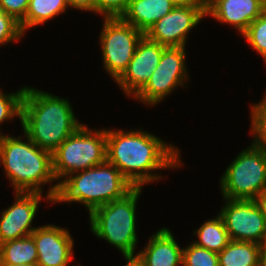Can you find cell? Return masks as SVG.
Returning a JSON list of instances; mask_svg holds the SVG:
<instances>
[{
	"instance_id": "obj_1",
	"label": "cell",
	"mask_w": 266,
	"mask_h": 266,
	"mask_svg": "<svg viewBox=\"0 0 266 266\" xmlns=\"http://www.w3.org/2000/svg\"><path fill=\"white\" fill-rule=\"evenodd\" d=\"M178 149L149 132L106 130V161L117 167L134 187L162 177L153 170L181 166Z\"/></svg>"
},
{
	"instance_id": "obj_2",
	"label": "cell",
	"mask_w": 266,
	"mask_h": 266,
	"mask_svg": "<svg viewBox=\"0 0 266 266\" xmlns=\"http://www.w3.org/2000/svg\"><path fill=\"white\" fill-rule=\"evenodd\" d=\"M77 120L67 99L25 86L20 123L41 149L53 153L83 125Z\"/></svg>"
},
{
	"instance_id": "obj_3",
	"label": "cell",
	"mask_w": 266,
	"mask_h": 266,
	"mask_svg": "<svg viewBox=\"0 0 266 266\" xmlns=\"http://www.w3.org/2000/svg\"><path fill=\"white\" fill-rule=\"evenodd\" d=\"M17 138L0 135V164L15 192L42 194L43 184L55 181L52 153L41 149L25 134Z\"/></svg>"
},
{
	"instance_id": "obj_4",
	"label": "cell",
	"mask_w": 266,
	"mask_h": 266,
	"mask_svg": "<svg viewBox=\"0 0 266 266\" xmlns=\"http://www.w3.org/2000/svg\"><path fill=\"white\" fill-rule=\"evenodd\" d=\"M133 188L117 167L105 161L61 180L52 203L79 202L90 214L97 207L122 198Z\"/></svg>"
},
{
	"instance_id": "obj_5",
	"label": "cell",
	"mask_w": 266,
	"mask_h": 266,
	"mask_svg": "<svg viewBox=\"0 0 266 266\" xmlns=\"http://www.w3.org/2000/svg\"><path fill=\"white\" fill-rule=\"evenodd\" d=\"M52 161L58 182L49 187L45 196L48 202L54 201L61 179L106 161V129L92 131L82 125L52 153Z\"/></svg>"
},
{
	"instance_id": "obj_6",
	"label": "cell",
	"mask_w": 266,
	"mask_h": 266,
	"mask_svg": "<svg viewBox=\"0 0 266 266\" xmlns=\"http://www.w3.org/2000/svg\"><path fill=\"white\" fill-rule=\"evenodd\" d=\"M141 192L142 187H134L122 198L99 206L89 214L91 232L122 254L136 253V204Z\"/></svg>"
},
{
	"instance_id": "obj_7",
	"label": "cell",
	"mask_w": 266,
	"mask_h": 266,
	"mask_svg": "<svg viewBox=\"0 0 266 266\" xmlns=\"http://www.w3.org/2000/svg\"><path fill=\"white\" fill-rule=\"evenodd\" d=\"M219 183L224 199L258 200L266 192V151L252 144L242 150Z\"/></svg>"
},
{
	"instance_id": "obj_8",
	"label": "cell",
	"mask_w": 266,
	"mask_h": 266,
	"mask_svg": "<svg viewBox=\"0 0 266 266\" xmlns=\"http://www.w3.org/2000/svg\"><path fill=\"white\" fill-rule=\"evenodd\" d=\"M144 33L120 17L104 18L100 33L103 67L116 81L133 58Z\"/></svg>"
},
{
	"instance_id": "obj_9",
	"label": "cell",
	"mask_w": 266,
	"mask_h": 266,
	"mask_svg": "<svg viewBox=\"0 0 266 266\" xmlns=\"http://www.w3.org/2000/svg\"><path fill=\"white\" fill-rule=\"evenodd\" d=\"M185 49V47H166L152 76L134 99L154 106L171 94L176 87H184L186 81L190 79L187 76Z\"/></svg>"
},
{
	"instance_id": "obj_10",
	"label": "cell",
	"mask_w": 266,
	"mask_h": 266,
	"mask_svg": "<svg viewBox=\"0 0 266 266\" xmlns=\"http://www.w3.org/2000/svg\"><path fill=\"white\" fill-rule=\"evenodd\" d=\"M219 211L230 240L260 244L266 233V217L258 200L225 199Z\"/></svg>"
},
{
	"instance_id": "obj_11",
	"label": "cell",
	"mask_w": 266,
	"mask_h": 266,
	"mask_svg": "<svg viewBox=\"0 0 266 266\" xmlns=\"http://www.w3.org/2000/svg\"><path fill=\"white\" fill-rule=\"evenodd\" d=\"M204 17H206V11L201 6H175L153 24L144 35L165 47H186L188 33Z\"/></svg>"
},
{
	"instance_id": "obj_12",
	"label": "cell",
	"mask_w": 266,
	"mask_h": 266,
	"mask_svg": "<svg viewBox=\"0 0 266 266\" xmlns=\"http://www.w3.org/2000/svg\"><path fill=\"white\" fill-rule=\"evenodd\" d=\"M165 48L145 35L142 37L126 70L116 80L127 96L134 97L145 86L159 64Z\"/></svg>"
},
{
	"instance_id": "obj_13",
	"label": "cell",
	"mask_w": 266,
	"mask_h": 266,
	"mask_svg": "<svg viewBox=\"0 0 266 266\" xmlns=\"http://www.w3.org/2000/svg\"><path fill=\"white\" fill-rule=\"evenodd\" d=\"M15 203L1 212L0 244L30 236L37 227L32 221L42 199L41 193L15 192Z\"/></svg>"
},
{
	"instance_id": "obj_14",
	"label": "cell",
	"mask_w": 266,
	"mask_h": 266,
	"mask_svg": "<svg viewBox=\"0 0 266 266\" xmlns=\"http://www.w3.org/2000/svg\"><path fill=\"white\" fill-rule=\"evenodd\" d=\"M31 236L38 252L37 266H68L74 240L67 229L47 224L38 226Z\"/></svg>"
},
{
	"instance_id": "obj_15",
	"label": "cell",
	"mask_w": 266,
	"mask_h": 266,
	"mask_svg": "<svg viewBox=\"0 0 266 266\" xmlns=\"http://www.w3.org/2000/svg\"><path fill=\"white\" fill-rule=\"evenodd\" d=\"M264 11L260 0H217L206 10V16L229 23L242 34Z\"/></svg>"
},
{
	"instance_id": "obj_16",
	"label": "cell",
	"mask_w": 266,
	"mask_h": 266,
	"mask_svg": "<svg viewBox=\"0 0 266 266\" xmlns=\"http://www.w3.org/2000/svg\"><path fill=\"white\" fill-rule=\"evenodd\" d=\"M147 244L142 251H138L143 266H182L183 248L179 247L166 227L153 233Z\"/></svg>"
},
{
	"instance_id": "obj_17",
	"label": "cell",
	"mask_w": 266,
	"mask_h": 266,
	"mask_svg": "<svg viewBox=\"0 0 266 266\" xmlns=\"http://www.w3.org/2000/svg\"><path fill=\"white\" fill-rule=\"evenodd\" d=\"M174 7L170 0H130L120 18L145 34Z\"/></svg>"
},
{
	"instance_id": "obj_18",
	"label": "cell",
	"mask_w": 266,
	"mask_h": 266,
	"mask_svg": "<svg viewBox=\"0 0 266 266\" xmlns=\"http://www.w3.org/2000/svg\"><path fill=\"white\" fill-rule=\"evenodd\" d=\"M260 254L258 243L231 240L218 253L219 266H259Z\"/></svg>"
},
{
	"instance_id": "obj_19",
	"label": "cell",
	"mask_w": 266,
	"mask_h": 266,
	"mask_svg": "<svg viewBox=\"0 0 266 266\" xmlns=\"http://www.w3.org/2000/svg\"><path fill=\"white\" fill-rule=\"evenodd\" d=\"M37 260L38 252L31 235L0 244V264H37Z\"/></svg>"
},
{
	"instance_id": "obj_20",
	"label": "cell",
	"mask_w": 266,
	"mask_h": 266,
	"mask_svg": "<svg viewBox=\"0 0 266 266\" xmlns=\"http://www.w3.org/2000/svg\"><path fill=\"white\" fill-rule=\"evenodd\" d=\"M69 8L67 0H29L25 18L20 22L22 31L53 19Z\"/></svg>"
},
{
	"instance_id": "obj_21",
	"label": "cell",
	"mask_w": 266,
	"mask_h": 266,
	"mask_svg": "<svg viewBox=\"0 0 266 266\" xmlns=\"http://www.w3.org/2000/svg\"><path fill=\"white\" fill-rule=\"evenodd\" d=\"M193 234L199 239L194 241V244L216 253L221 252L231 241L224 220L219 213L214 219L202 224Z\"/></svg>"
},
{
	"instance_id": "obj_22",
	"label": "cell",
	"mask_w": 266,
	"mask_h": 266,
	"mask_svg": "<svg viewBox=\"0 0 266 266\" xmlns=\"http://www.w3.org/2000/svg\"><path fill=\"white\" fill-rule=\"evenodd\" d=\"M251 134L253 146L266 151V101L251 105Z\"/></svg>"
},
{
	"instance_id": "obj_23",
	"label": "cell",
	"mask_w": 266,
	"mask_h": 266,
	"mask_svg": "<svg viewBox=\"0 0 266 266\" xmlns=\"http://www.w3.org/2000/svg\"><path fill=\"white\" fill-rule=\"evenodd\" d=\"M241 35L266 62V10Z\"/></svg>"
},
{
	"instance_id": "obj_24",
	"label": "cell",
	"mask_w": 266,
	"mask_h": 266,
	"mask_svg": "<svg viewBox=\"0 0 266 266\" xmlns=\"http://www.w3.org/2000/svg\"><path fill=\"white\" fill-rule=\"evenodd\" d=\"M182 266H219L218 253L190 243L183 248Z\"/></svg>"
},
{
	"instance_id": "obj_25",
	"label": "cell",
	"mask_w": 266,
	"mask_h": 266,
	"mask_svg": "<svg viewBox=\"0 0 266 266\" xmlns=\"http://www.w3.org/2000/svg\"><path fill=\"white\" fill-rule=\"evenodd\" d=\"M25 86L16 93L4 94L0 90V126L6 120H13L15 116L21 118L22 100ZM1 135V133H0Z\"/></svg>"
},
{
	"instance_id": "obj_26",
	"label": "cell",
	"mask_w": 266,
	"mask_h": 266,
	"mask_svg": "<svg viewBox=\"0 0 266 266\" xmlns=\"http://www.w3.org/2000/svg\"><path fill=\"white\" fill-rule=\"evenodd\" d=\"M24 32L21 29L20 23L11 15H8L3 10H0V45L15 42L22 38Z\"/></svg>"
},
{
	"instance_id": "obj_27",
	"label": "cell",
	"mask_w": 266,
	"mask_h": 266,
	"mask_svg": "<svg viewBox=\"0 0 266 266\" xmlns=\"http://www.w3.org/2000/svg\"><path fill=\"white\" fill-rule=\"evenodd\" d=\"M130 0H95V12L104 18L121 17Z\"/></svg>"
},
{
	"instance_id": "obj_28",
	"label": "cell",
	"mask_w": 266,
	"mask_h": 266,
	"mask_svg": "<svg viewBox=\"0 0 266 266\" xmlns=\"http://www.w3.org/2000/svg\"><path fill=\"white\" fill-rule=\"evenodd\" d=\"M29 0H0V10L14 17L19 23L25 18Z\"/></svg>"
},
{
	"instance_id": "obj_29",
	"label": "cell",
	"mask_w": 266,
	"mask_h": 266,
	"mask_svg": "<svg viewBox=\"0 0 266 266\" xmlns=\"http://www.w3.org/2000/svg\"><path fill=\"white\" fill-rule=\"evenodd\" d=\"M69 7L84 10V11H89V12H94L95 13V0H67Z\"/></svg>"
},
{
	"instance_id": "obj_30",
	"label": "cell",
	"mask_w": 266,
	"mask_h": 266,
	"mask_svg": "<svg viewBox=\"0 0 266 266\" xmlns=\"http://www.w3.org/2000/svg\"><path fill=\"white\" fill-rule=\"evenodd\" d=\"M123 256L127 262L125 266H143L142 258L138 253L123 254Z\"/></svg>"
},
{
	"instance_id": "obj_31",
	"label": "cell",
	"mask_w": 266,
	"mask_h": 266,
	"mask_svg": "<svg viewBox=\"0 0 266 266\" xmlns=\"http://www.w3.org/2000/svg\"><path fill=\"white\" fill-rule=\"evenodd\" d=\"M175 6L198 5L199 0H170Z\"/></svg>"
},
{
	"instance_id": "obj_32",
	"label": "cell",
	"mask_w": 266,
	"mask_h": 266,
	"mask_svg": "<svg viewBox=\"0 0 266 266\" xmlns=\"http://www.w3.org/2000/svg\"><path fill=\"white\" fill-rule=\"evenodd\" d=\"M216 1L217 0H199V6H201L206 11Z\"/></svg>"
},
{
	"instance_id": "obj_33",
	"label": "cell",
	"mask_w": 266,
	"mask_h": 266,
	"mask_svg": "<svg viewBox=\"0 0 266 266\" xmlns=\"http://www.w3.org/2000/svg\"><path fill=\"white\" fill-rule=\"evenodd\" d=\"M258 201L261 204L266 217V192L258 199Z\"/></svg>"
},
{
	"instance_id": "obj_34",
	"label": "cell",
	"mask_w": 266,
	"mask_h": 266,
	"mask_svg": "<svg viewBox=\"0 0 266 266\" xmlns=\"http://www.w3.org/2000/svg\"><path fill=\"white\" fill-rule=\"evenodd\" d=\"M260 250L261 254H266V233L265 236L263 237L262 242L260 243Z\"/></svg>"
},
{
	"instance_id": "obj_35",
	"label": "cell",
	"mask_w": 266,
	"mask_h": 266,
	"mask_svg": "<svg viewBox=\"0 0 266 266\" xmlns=\"http://www.w3.org/2000/svg\"><path fill=\"white\" fill-rule=\"evenodd\" d=\"M259 266H266V254H260V265Z\"/></svg>"
},
{
	"instance_id": "obj_36",
	"label": "cell",
	"mask_w": 266,
	"mask_h": 266,
	"mask_svg": "<svg viewBox=\"0 0 266 266\" xmlns=\"http://www.w3.org/2000/svg\"><path fill=\"white\" fill-rule=\"evenodd\" d=\"M0 266H37V264H16V265H13V264H0Z\"/></svg>"
},
{
	"instance_id": "obj_37",
	"label": "cell",
	"mask_w": 266,
	"mask_h": 266,
	"mask_svg": "<svg viewBox=\"0 0 266 266\" xmlns=\"http://www.w3.org/2000/svg\"><path fill=\"white\" fill-rule=\"evenodd\" d=\"M261 6L264 10H266V0H260Z\"/></svg>"
}]
</instances>
